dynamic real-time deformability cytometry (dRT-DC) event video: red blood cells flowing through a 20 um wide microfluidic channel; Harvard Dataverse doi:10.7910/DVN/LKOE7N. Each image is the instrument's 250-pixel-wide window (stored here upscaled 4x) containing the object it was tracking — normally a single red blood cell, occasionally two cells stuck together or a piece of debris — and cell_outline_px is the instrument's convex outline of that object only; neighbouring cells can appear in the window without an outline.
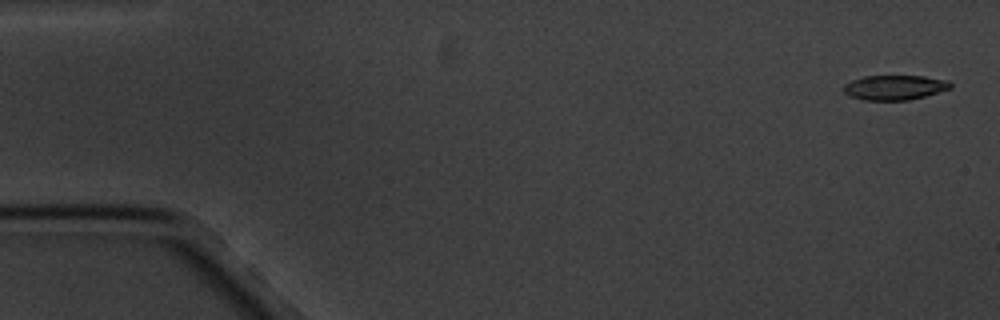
{"species": "common noctule bat (a hibernating species)", "species_latin": "Nyctalus noctula", "temperature_condition": "cold", "stored_images_in_passage": 6, "camera_frame_rate_fps": 3000, "um_per_image_px": 0.085, "animal": {"sex": "male", "body_mass_g": 20.1, "forearm_length_mm": 53.5}, "frame": {"image": 1, "passage_image": 1, "time_ms": 0.0, "image_size_px": [1000, 320], "cell_outline_px": [[952, 88], [924, 96], [908, 100], [864, 100], [848, 96], [840, 88], [844, 84], [852, 80], [864, 76], [924, 76], [948, 80], [952, 84]], "centroid_in_image_um": [76.01, 7.43], "position_along_channel_um": 9.0, "area_um2": 15.55}}
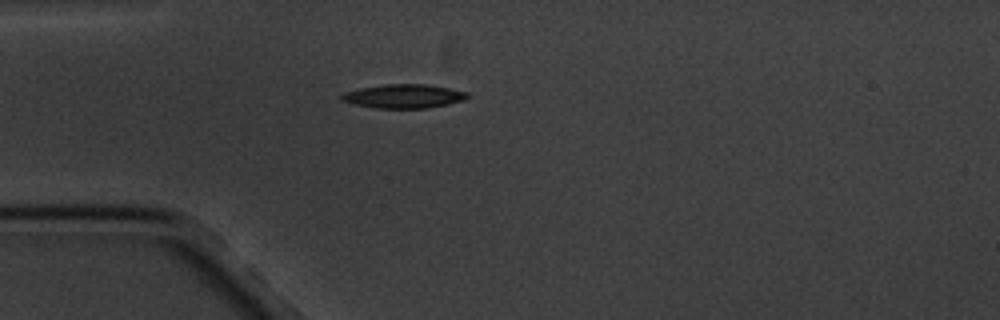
{"frame": {"image": 2, "passage_image": 5, "time_ms": 4.667, "image_size_px": [1000, 320], "cell_outline_px": [[468, 96], [464, 100], [448, 104], [428, 108], [376, 108], [356, 104], [340, 100], [340, 96], [344, 92], [360, 88], [384, 84], [428, 84], [468, 92]], "centroid_in_image_um": [34.31, 8.17], "position_along_channel_um": 50.7, "area_um2": 17.46}}